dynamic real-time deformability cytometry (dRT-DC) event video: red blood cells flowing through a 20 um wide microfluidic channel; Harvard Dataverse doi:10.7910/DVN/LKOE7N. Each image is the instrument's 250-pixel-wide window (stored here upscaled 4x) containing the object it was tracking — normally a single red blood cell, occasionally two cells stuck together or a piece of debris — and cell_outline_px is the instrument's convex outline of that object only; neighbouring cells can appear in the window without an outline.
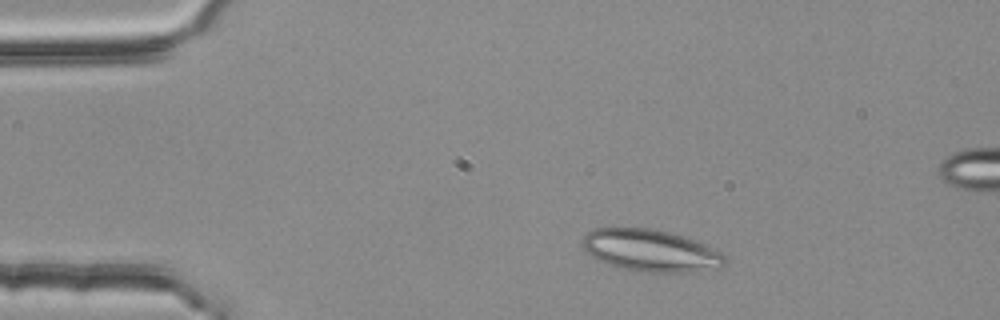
{"species": "common noctule bat (a hibernating species)", "species_latin": "Nyctalus noctula", "temperature_condition": "room temperature", "stored_images_in_passage": 46, "camera_frame_rate_fps": 3000, "um_per_image_px": 0.085, "animal": {"sex": "female", "body_mass_g": 25.1}, "frame": {"image": 1, "passage_image": 5, "time_ms": 1.333, "image_size_px": [1000, 320], "cell_outline_px": [[728, 264], [724, 268], [688, 272], [632, 272], [596, 260], [580, 244], [580, 240], [588, 232], [596, 228], [656, 228], [672, 232], [684, 236], [704, 244], [720, 252], [728, 260]], "centroid_in_image_um": [55.32, 21.31], "position_along_channel_um": 29.7, "area_um2": 35.49}}
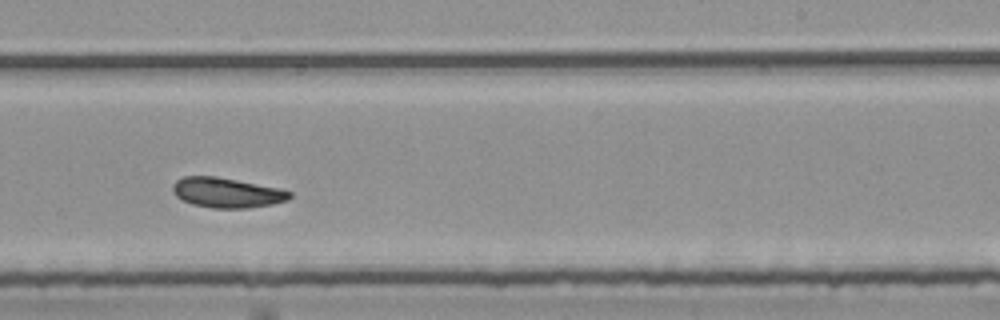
{"frame": {"image": 2, "passage_image": 29, "time_ms": 9.333, "image_size_px": [1000, 320], "cell_outline_px": [[292, 196], [288, 200], [272, 204], [244, 208], [212, 208], [192, 204], [176, 196], [172, 192], [172, 184], [176, 180], [184, 176], [216, 176], [280, 188], [292, 192]], "centroid_in_image_um": [19.27, 16.37], "position_along_channel_um": 269.7, "area_um2": 20.46}}
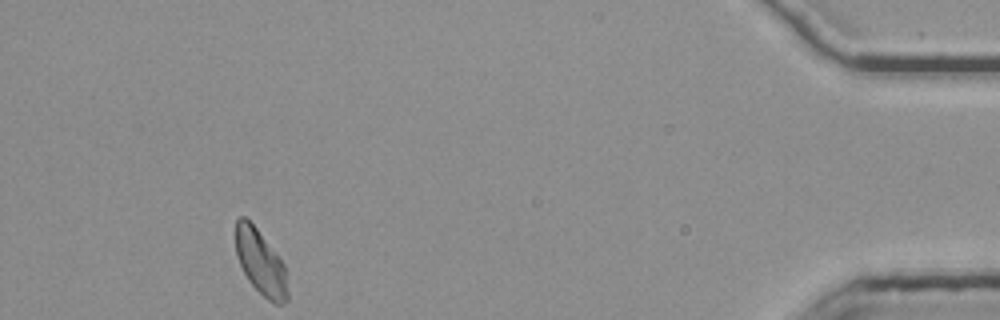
{"frame": {"image": 3, "passage_image": 46, "time_ms": 15.0, "image_size_px": [1000, 320], "cell_outline_px": [[288, 300], [284, 304], [276, 304], [268, 300], [248, 280], [236, 256], [236, 220], [240, 216], [244, 216], [256, 228], [284, 264], [288, 292]], "centroid_in_image_um": [22.15, 22.33], "position_along_channel_um": 413.0, "area_um2": 19.31}}